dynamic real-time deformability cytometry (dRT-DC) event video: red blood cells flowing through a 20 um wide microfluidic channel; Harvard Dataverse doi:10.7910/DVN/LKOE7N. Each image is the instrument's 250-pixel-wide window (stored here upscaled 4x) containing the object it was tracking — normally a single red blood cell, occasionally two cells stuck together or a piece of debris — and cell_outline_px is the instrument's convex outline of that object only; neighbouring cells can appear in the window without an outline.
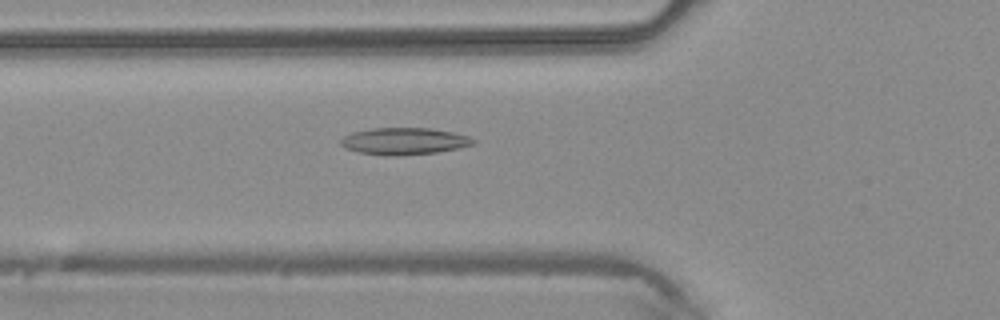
{"species": "common noctule bat (a hibernating species)", "species_latin": "Nyctalus noctula", "temperature_condition": "warm", "stored_images_in_passage": 45, "camera_frame_rate_fps": 3000, "um_per_image_px": 0.085, "animal": {"sex": "male", "body_mass_g": 20.4}, "frame": {"image": 1, "passage_image": 16, "time_ms": 5.0, "image_size_px": [1000, 320], "cell_outline_px": [[476, 144], [460, 148], [436, 152], [396, 156], [388, 156], [360, 152], [344, 148], [340, 144], [340, 140], [344, 136], [352, 132], [372, 128], [432, 128], [452, 132], [468, 136], [476, 140]], "centroid_in_image_um": [34.36, 12.0], "position_along_channel_um": 91.4, "area_um2": 20.87}}
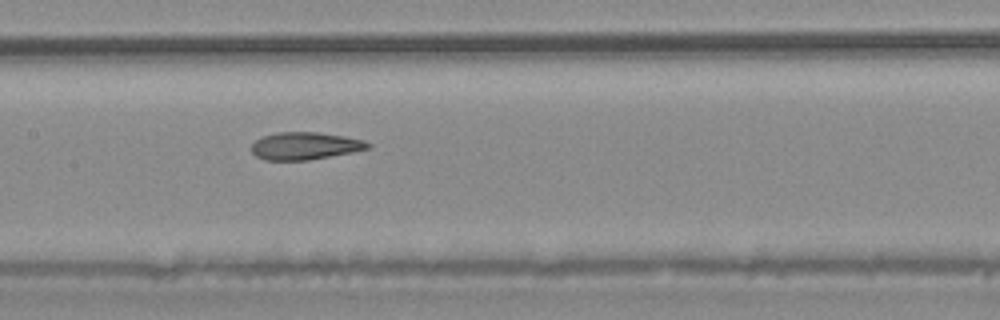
{"frame": {"image": 2, "passage_image": 22, "time_ms": 7.0, "image_size_px": [1000, 320], "cell_outline_px": [[372, 148], [352, 152], [308, 160], [264, 160], [256, 156], [252, 152], [252, 144], [256, 140], [264, 136], [280, 132], [316, 132], [344, 136], [364, 140], [372, 144]], "centroid_in_image_um": [25.95, 12.4], "position_along_channel_um": 181.4, "area_um2": 18.55}}
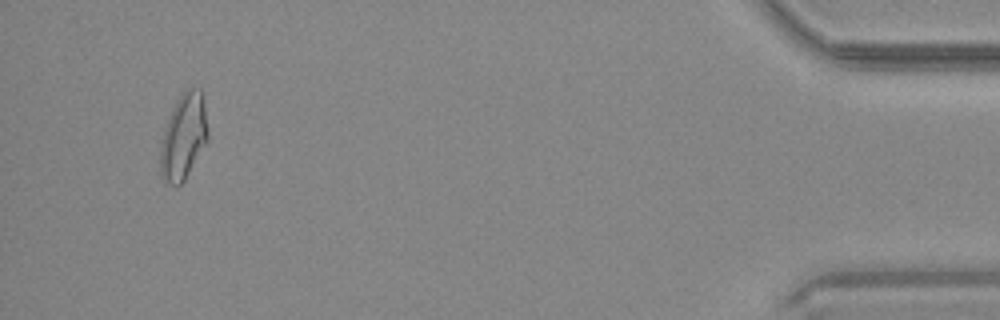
{"frame": {"image": 3, "passage_image": 43, "time_ms": 14.0, "image_size_px": [1000, 320], "cell_outline_px": [[208, 140], [184, 180], [176, 188], [164, 184], [160, 176], [160, 148], [164, 128], [172, 108], [176, 100], [188, 88], [200, 88], [204, 100], [208, 132]], "centroid_in_image_um": [15.58, 11.66], "position_along_channel_um": 419.6, "area_um2": 24.04}}